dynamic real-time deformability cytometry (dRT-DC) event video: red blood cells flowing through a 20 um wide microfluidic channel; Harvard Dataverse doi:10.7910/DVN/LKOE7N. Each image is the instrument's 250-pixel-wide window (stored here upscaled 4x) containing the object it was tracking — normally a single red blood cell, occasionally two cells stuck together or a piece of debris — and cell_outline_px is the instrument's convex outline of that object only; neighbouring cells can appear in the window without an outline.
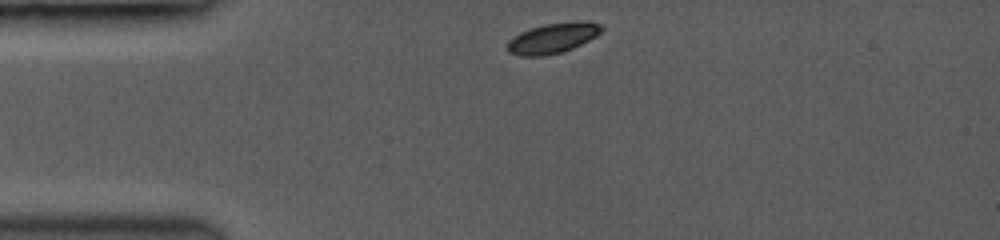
{"species": "common noctule bat (a hibernating species)", "species_latin": "Nyctalus noctula", "temperature_condition": "room temperature", "stored_images_in_passage": 40, "camera_frame_rate_fps": 3500, "um_per_image_px": 0.085, "animal": {"sex": "female", "body_mass_g": 19.0, "forearm_length_mm": 53.3}, "frame": {"image": 1, "passage_image": 1, "time_ms": 0.0, "image_size_px": [1000, 240], "cell_outline_px": [[604, 28], [596, 36], [572, 48], [560, 52], [540, 56], [524, 56], [508, 52], [508, 40], [520, 32], [544, 24], [588, 20], [600, 24]], "centroid_in_image_um": [47.0, 3.22], "position_along_channel_um": 38.0, "area_um2": 16.36}}
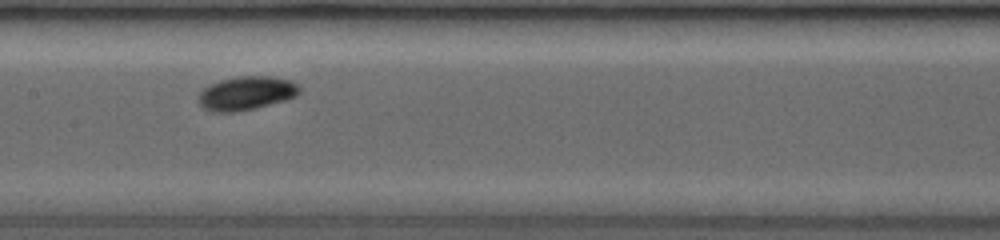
{"frame": {"image": 2, "passage_image": 17, "time_ms": 4.571, "image_size_px": [1000, 240], "cell_outline_px": [[300, 92], [284, 100], [252, 108], [232, 112], [220, 112], [204, 108], [200, 104], [200, 92], [204, 88], [220, 80], [240, 76], [272, 76], [288, 80], [300, 84]], "centroid_in_image_um": [20.96, 7.9], "position_along_channel_um": 186.4, "area_um2": 19.25}}
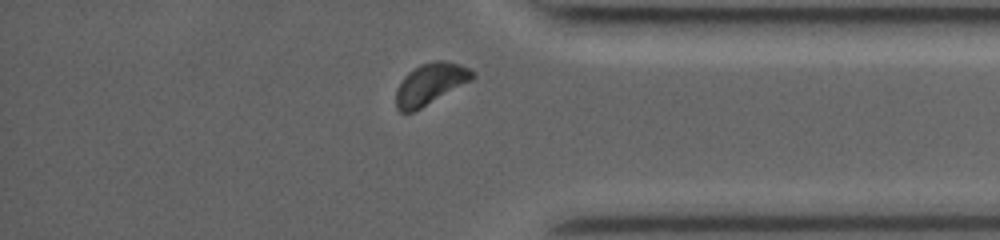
{"frame": {"image": 3, "passage_image": 36, "time_ms": 10.0, "image_size_px": [1000, 240], "cell_outline_px": [[476, 76], [472, 80], [420, 108], [412, 112], [400, 112], [396, 108], [396, 88], [404, 76], [408, 72], [420, 64], [440, 60], [460, 64], [476, 72]], "centroid_in_image_um": [36.57, 7.12], "position_along_channel_um": 398.6, "area_um2": 18.26}, "authors_computed_cell_mechanics": {"area_um2": 17.7157, "velocity_mm_per_s": 3.9563, "shape_relaxation_time_tau1_ms": 2.3371, "shape_relaxation_time_tau2_ms": 8.7202, "deformation_change_tau1": 0.1148, "deformation_change_tau2": 0.0936}}